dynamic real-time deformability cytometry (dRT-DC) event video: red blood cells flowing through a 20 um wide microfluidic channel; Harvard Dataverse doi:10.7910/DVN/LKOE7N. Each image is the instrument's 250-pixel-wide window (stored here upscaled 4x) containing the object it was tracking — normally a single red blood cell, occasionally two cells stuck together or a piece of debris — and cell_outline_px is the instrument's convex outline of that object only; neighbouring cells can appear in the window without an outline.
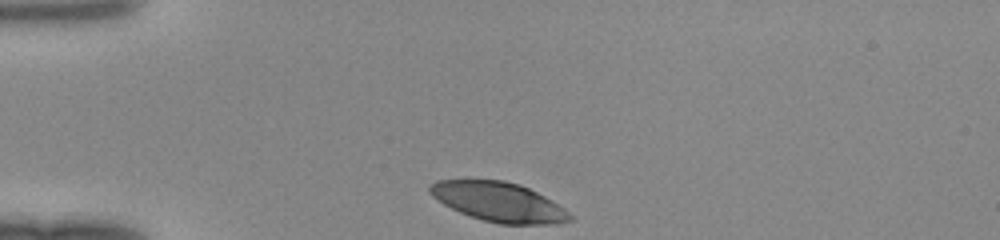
{"species": "human", "species_latin": "Homo sapiens", "temperature_condition": "room temperature", "stored_images_in_passage": 28, "camera_frame_rate_fps": 3000, "um_per_image_px": 0.085, "donor": {"sex": "female"}, "frame": {"image": 1, "passage_image": 1, "time_ms": 0.0, "image_size_px": [1000, 240], "cell_outline_px": [[572, 220], [556, 224], [500, 224], [484, 220], [460, 212], [444, 204], [432, 196], [428, 192], [428, 188], [436, 180], [504, 180], [520, 184], [552, 200], [564, 208], [572, 216]], "centroid_in_image_um": [42.41, 17.16], "position_along_channel_um": 42.6, "area_um2": 31.96}}
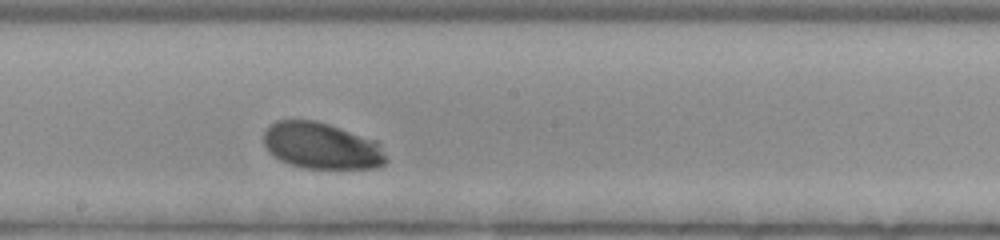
{"frame": {"image": 2, "passage_image": 16, "time_ms": 5.0, "image_size_px": [1000, 240], "cell_outline_px": [[388, 160], [384, 164], [376, 168], [304, 168], [280, 160], [268, 152], [264, 144], [264, 132], [276, 120], [312, 120], [328, 124], [376, 140], [380, 144]], "centroid_in_image_um": [27.35, 12.4], "position_along_channel_um": 220.9, "area_um2": 33.0}}
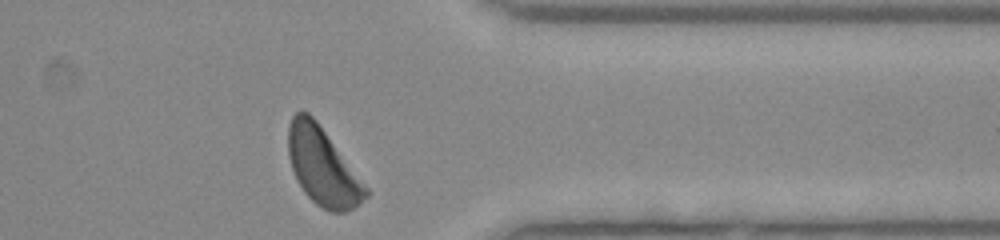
{"frame": {"image": 3, "passage_image": 28, "time_ms": 9.0, "image_size_px": [1000, 240], "cell_outline_px": [[368, 196], [360, 204], [344, 212], [328, 212], [316, 204], [304, 192], [296, 180], [288, 156], [288, 124], [292, 116], [296, 112], [308, 112], [316, 120], [368, 188]], "centroid_in_image_um": [27.4, 14.17], "position_along_channel_um": 384.0, "area_um2": 34.74}}